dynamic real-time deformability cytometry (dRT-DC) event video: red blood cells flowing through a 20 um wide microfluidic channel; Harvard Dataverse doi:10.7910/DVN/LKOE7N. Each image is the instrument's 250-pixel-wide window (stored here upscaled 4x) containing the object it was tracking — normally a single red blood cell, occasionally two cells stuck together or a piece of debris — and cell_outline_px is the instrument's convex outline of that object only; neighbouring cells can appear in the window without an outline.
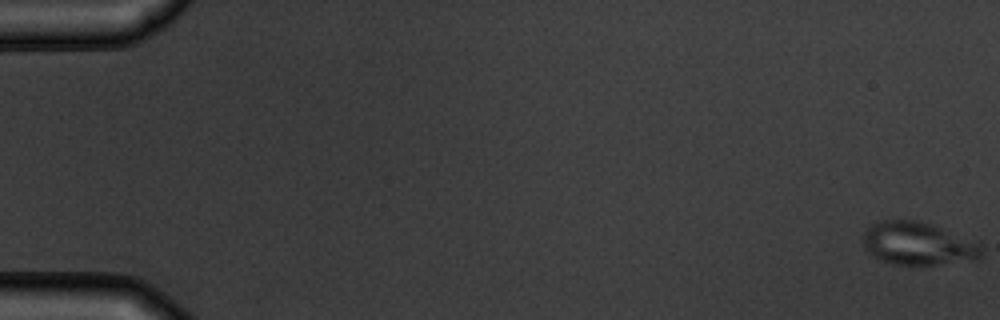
{"species": "common noctule bat (a hibernating species)", "species_latin": "Nyctalus noctula", "temperature_condition": "warm", "stored_images_in_passage": 5, "camera_frame_rate_fps": 3000, "um_per_image_px": 0.085, "animal": {"sex": "male", "body_mass_g": 19.5, "forearm_length_mm": 54.6}, "frame": {"image": 1, "passage_image": 1, "time_ms": 0.0, "image_size_px": [1000, 320], "cell_outline_px": [[984, 256], [980, 260], [932, 264], [892, 264], [880, 260], [872, 256], [864, 248], [860, 240], [864, 232], [872, 224], [880, 220], [912, 220], [932, 224], [980, 240], [984, 248]], "centroid_in_image_um": [78.11, 20.7], "position_along_channel_um": 6.9, "area_um2": 30.58}}